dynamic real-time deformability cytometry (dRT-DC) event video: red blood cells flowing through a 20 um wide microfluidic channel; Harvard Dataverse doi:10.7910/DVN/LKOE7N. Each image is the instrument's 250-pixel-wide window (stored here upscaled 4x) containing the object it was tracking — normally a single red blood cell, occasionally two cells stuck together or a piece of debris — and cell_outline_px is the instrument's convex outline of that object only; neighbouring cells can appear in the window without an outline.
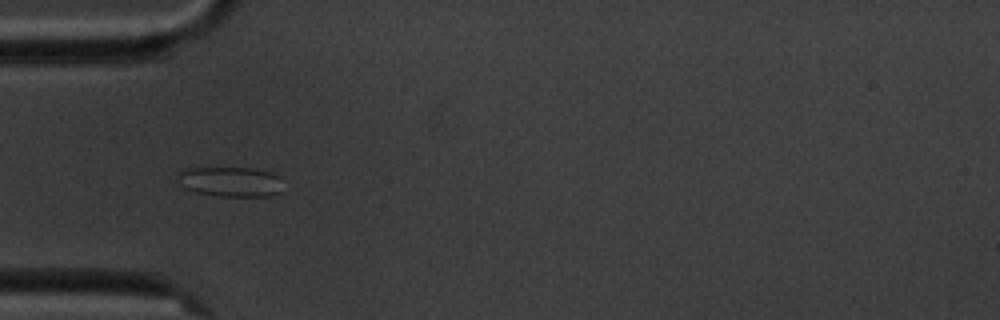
{"species": "common noctule bat (a hibernating species)", "species_latin": "Nyctalus noctula", "temperature_condition": "cold", "stored_images_in_passage": 7, "camera_frame_rate_fps": 3000, "um_per_image_px": 0.085, "animal": {"sex": "male", "body_mass_g": 20.1, "forearm_length_mm": 53.5}, "frame": {"image": 1, "passage_image": 6, "time_ms": 6.0, "image_size_px": [1000, 320], "cell_outline_px": [[280, 192], [272, 196], [220, 196], [196, 192], [184, 188], [180, 184], [176, 176], [180, 168], [252, 168], [268, 172], [280, 176]], "centroid_in_image_um": [19.53, 15.44], "position_along_channel_um": 65.5, "area_um2": 18.44}}
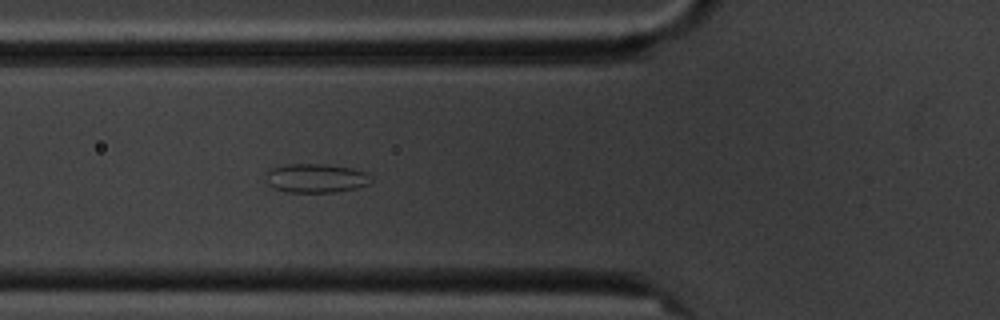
{"frame": {"image": 2, "passage_image": 7, "time_ms": 7.0, "image_size_px": [1000, 320], "cell_outline_px": [[372, 180], [368, 184], [356, 188], [336, 192], [284, 192], [272, 188], [268, 184], [264, 176], [272, 168], [288, 164], [324, 164], [352, 168], [364, 172], [372, 176]], "centroid_in_image_um": [26.84, 15.15], "position_along_channel_um": 99.0, "area_um2": 17.86}}